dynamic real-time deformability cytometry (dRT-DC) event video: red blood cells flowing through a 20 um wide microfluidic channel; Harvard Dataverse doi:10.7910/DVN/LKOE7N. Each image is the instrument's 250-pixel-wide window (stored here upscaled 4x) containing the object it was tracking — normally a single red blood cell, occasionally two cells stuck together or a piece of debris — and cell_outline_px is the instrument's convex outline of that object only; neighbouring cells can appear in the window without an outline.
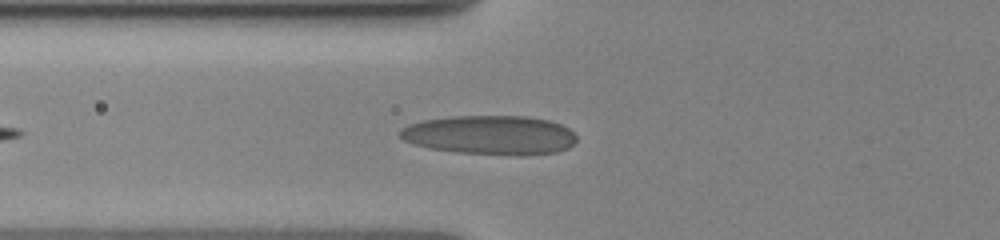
{"species": "human", "species_latin": "Homo sapiens", "temperature_condition": "cold", "stored_images_in_passage": 29, "camera_frame_rate_fps": 3000, "um_per_image_px": 0.085, "donor": {"sex": "female"}, "frame": {"image": 1, "passage_image": 4, "time_ms": 1.333, "image_size_px": [1000, 240], "cell_outline_px": [[576, 140], [568, 148], [556, 152], [520, 156], [456, 152], [428, 148], [412, 144], [404, 140], [400, 136], [400, 128], [408, 124], [424, 120], [452, 116], [528, 116], [548, 120], [560, 124], [568, 128], [576, 136]], "centroid_in_image_um": [41.65, 11.48], "position_along_channel_um": 84.2, "area_um2": 40.52}}
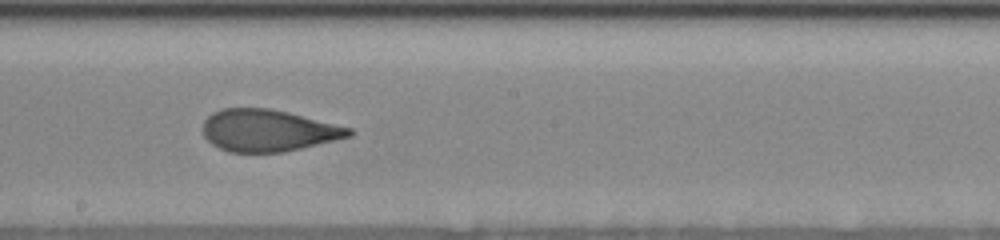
{"frame": {"image": 2, "passage_image": 13, "time_ms": 5.333, "image_size_px": [1000, 240], "cell_outline_px": [[352, 136], [284, 152], [228, 152], [212, 144], [204, 136], [204, 120], [212, 112], [224, 108], [268, 108], [288, 112], [352, 128]], "centroid_in_image_um": [22.78, 11.09], "position_along_channel_um": 225.4, "area_um2": 35.49}}
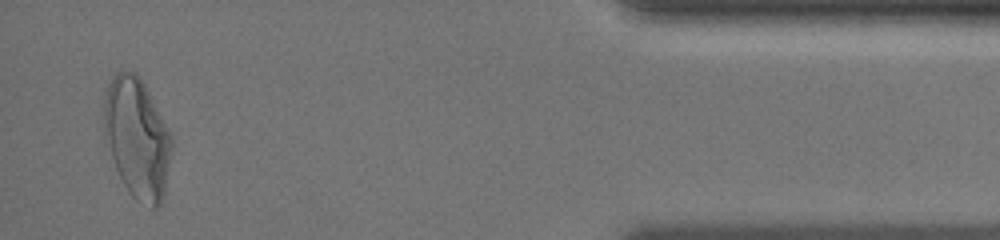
{"frame": {"image": 3, "passage_image": 29, "time_ms": 12.333, "image_size_px": [1000, 240], "cell_outline_px": [[172, 144], [164, 196], [160, 204], [156, 208], [152, 208], [136, 200], [132, 196], [124, 184], [116, 168], [104, 136], [104, 96], [108, 84], [116, 72], [136, 72], [140, 76], [172, 136]], "centroid_in_image_um": [11.65, 11.73], "position_along_channel_um": 423.5, "area_um2": 47.05}, "authors_computed_cell_mechanics": {"area_um2": 37.6856, "velocity_mm_per_s": 3.518, "shape_relaxation_time_tau1_ms": 8.0024, "shape_relaxation_time_tau2_ms": 1.0737, "deformation_change_tau1": 0.2319, "deformation_change_tau2": 0.0789}}